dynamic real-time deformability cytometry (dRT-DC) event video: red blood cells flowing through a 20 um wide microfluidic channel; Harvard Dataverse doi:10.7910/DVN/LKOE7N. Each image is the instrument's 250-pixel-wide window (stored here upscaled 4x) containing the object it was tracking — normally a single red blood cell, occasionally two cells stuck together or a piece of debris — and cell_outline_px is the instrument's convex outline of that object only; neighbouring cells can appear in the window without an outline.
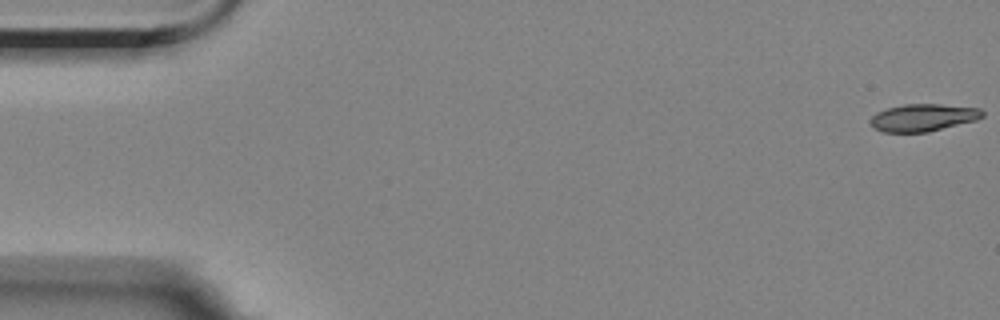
{"species": "Egyptian fruit bat (a non-hibernating species)", "species_latin": "Rousettus aegyptiacus", "temperature_condition": "room temperature", "stored_images_in_passage": 10, "camera_frame_rate_fps": 3000, "um_per_image_px": 0.085, "animal": {"sex": "female"}, "frame": {"image": 1, "passage_image": 1, "time_ms": 0.0, "image_size_px": [1000, 320], "cell_outline_px": [[984, 116], [976, 120], [928, 132], [884, 132], [876, 128], [868, 120], [876, 112], [888, 108], [904, 104], [940, 104], [980, 108], [984, 112]], "centroid_in_image_um": [78.48, 9.99], "position_along_channel_um": 6.5, "area_um2": 17.8}}